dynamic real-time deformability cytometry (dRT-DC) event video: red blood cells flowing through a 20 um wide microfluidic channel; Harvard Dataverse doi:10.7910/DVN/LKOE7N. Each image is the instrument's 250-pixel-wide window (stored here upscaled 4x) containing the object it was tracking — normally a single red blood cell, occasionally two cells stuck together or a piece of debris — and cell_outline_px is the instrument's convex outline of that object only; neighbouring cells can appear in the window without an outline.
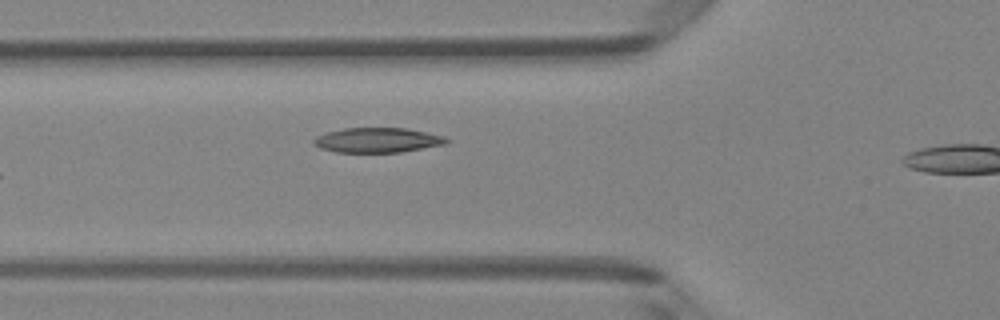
{"species": "Egyptian fruit bat (a non-hibernating species)", "species_latin": "Rousettus aegyptiacus", "temperature_condition": "room temperature", "stored_images_in_passage": 7, "segment_of_instrument_passage": [1, 2], "camera_frame_rate_fps": 3000, "um_per_image_px": 0.085, "animal": {"sex": "female"}, "frame": {"image": 1, "passage_image": 6, "time_ms": 1.667, "image_size_px": [1000, 320], "cell_outline_px": [[448, 144], [400, 152], [336, 152], [320, 148], [312, 144], [312, 140], [316, 136], [328, 132], [344, 128], [404, 128], [444, 136], [448, 140]], "centroid_in_image_um": [32.06, 11.92], "position_along_channel_um": 93.7, "area_um2": 19.13}}